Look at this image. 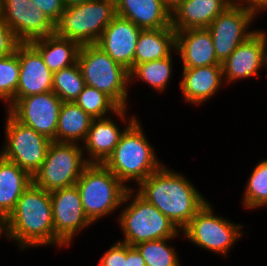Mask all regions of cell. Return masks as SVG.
<instances>
[{
    "label": "cell",
    "mask_w": 267,
    "mask_h": 266,
    "mask_svg": "<svg viewBox=\"0 0 267 266\" xmlns=\"http://www.w3.org/2000/svg\"><path fill=\"white\" fill-rule=\"evenodd\" d=\"M138 194L183 230L207 200L182 174L165 165L139 184Z\"/></svg>",
    "instance_id": "cell-1"
},
{
    "label": "cell",
    "mask_w": 267,
    "mask_h": 266,
    "mask_svg": "<svg viewBox=\"0 0 267 266\" xmlns=\"http://www.w3.org/2000/svg\"><path fill=\"white\" fill-rule=\"evenodd\" d=\"M4 232L5 236L16 241L21 249L55 245L50 192L32 183L4 220Z\"/></svg>",
    "instance_id": "cell-2"
},
{
    "label": "cell",
    "mask_w": 267,
    "mask_h": 266,
    "mask_svg": "<svg viewBox=\"0 0 267 266\" xmlns=\"http://www.w3.org/2000/svg\"><path fill=\"white\" fill-rule=\"evenodd\" d=\"M142 130L137 117L129 118L119 143L103 163L124 185L131 180L138 185L163 166Z\"/></svg>",
    "instance_id": "cell-3"
},
{
    "label": "cell",
    "mask_w": 267,
    "mask_h": 266,
    "mask_svg": "<svg viewBox=\"0 0 267 266\" xmlns=\"http://www.w3.org/2000/svg\"><path fill=\"white\" fill-rule=\"evenodd\" d=\"M75 185L80 193L84 212L92 223L120 208L134 194V190L124 185L100 163H89Z\"/></svg>",
    "instance_id": "cell-4"
},
{
    "label": "cell",
    "mask_w": 267,
    "mask_h": 266,
    "mask_svg": "<svg viewBox=\"0 0 267 266\" xmlns=\"http://www.w3.org/2000/svg\"><path fill=\"white\" fill-rule=\"evenodd\" d=\"M116 16L115 0H90L66 6L55 23L54 34L80 45L97 44Z\"/></svg>",
    "instance_id": "cell-5"
},
{
    "label": "cell",
    "mask_w": 267,
    "mask_h": 266,
    "mask_svg": "<svg viewBox=\"0 0 267 266\" xmlns=\"http://www.w3.org/2000/svg\"><path fill=\"white\" fill-rule=\"evenodd\" d=\"M77 64L85 85L108 95L120 108H127L129 71L97 44L81 45Z\"/></svg>",
    "instance_id": "cell-6"
},
{
    "label": "cell",
    "mask_w": 267,
    "mask_h": 266,
    "mask_svg": "<svg viewBox=\"0 0 267 266\" xmlns=\"http://www.w3.org/2000/svg\"><path fill=\"white\" fill-rule=\"evenodd\" d=\"M130 204L122 210L118 221L124 234L121 242L135 246L150 240L174 238L180 230L154 205L138 193Z\"/></svg>",
    "instance_id": "cell-7"
},
{
    "label": "cell",
    "mask_w": 267,
    "mask_h": 266,
    "mask_svg": "<svg viewBox=\"0 0 267 266\" xmlns=\"http://www.w3.org/2000/svg\"><path fill=\"white\" fill-rule=\"evenodd\" d=\"M78 144L52 141L42 166L32 176L33 184L49 192L75 185L89 164Z\"/></svg>",
    "instance_id": "cell-8"
},
{
    "label": "cell",
    "mask_w": 267,
    "mask_h": 266,
    "mask_svg": "<svg viewBox=\"0 0 267 266\" xmlns=\"http://www.w3.org/2000/svg\"><path fill=\"white\" fill-rule=\"evenodd\" d=\"M242 227L214 215L207 201L182 230V234L200 248L226 256L235 241L243 236L240 232Z\"/></svg>",
    "instance_id": "cell-9"
},
{
    "label": "cell",
    "mask_w": 267,
    "mask_h": 266,
    "mask_svg": "<svg viewBox=\"0 0 267 266\" xmlns=\"http://www.w3.org/2000/svg\"><path fill=\"white\" fill-rule=\"evenodd\" d=\"M7 114L5 127L7 139L0 154L33 176L42 166L52 141L17 121L8 111Z\"/></svg>",
    "instance_id": "cell-10"
},
{
    "label": "cell",
    "mask_w": 267,
    "mask_h": 266,
    "mask_svg": "<svg viewBox=\"0 0 267 266\" xmlns=\"http://www.w3.org/2000/svg\"><path fill=\"white\" fill-rule=\"evenodd\" d=\"M255 14L240 1H234L208 26L217 59L222 63L256 30H248Z\"/></svg>",
    "instance_id": "cell-11"
},
{
    "label": "cell",
    "mask_w": 267,
    "mask_h": 266,
    "mask_svg": "<svg viewBox=\"0 0 267 266\" xmlns=\"http://www.w3.org/2000/svg\"><path fill=\"white\" fill-rule=\"evenodd\" d=\"M63 101L53 92L15 98L7 111L20 123L56 142L59 112Z\"/></svg>",
    "instance_id": "cell-12"
},
{
    "label": "cell",
    "mask_w": 267,
    "mask_h": 266,
    "mask_svg": "<svg viewBox=\"0 0 267 266\" xmlns=\"http://www.w3.org/2000/svg\"><path fill=\"white\" fill-rule=\"evenodd\" d=\"M0 20L21 43L54 34L55 24L32 0H0Z\"/></svg>",
    "instance_id": "cell-13"
},
{
    "label": "cell",
    "mask_w": 267,
    "mask_h": 266,
    "mask_svg": "<svg viewBox=\"0 0 267 266\" xmlns=\"http://www.w3.org/2000/svg\"><path fill=\"white\" fill-rule=\"evenodd\" d=\"M55 245L68 247L75 233L92 222L86 216L76 185L50 192Z\"/></svg>",
    "instance_id": "cell-14"
},
{
    "label": "cell",
    "mask_w": 267,
    "mask_h": 266,
    "mask_svg": "<svg viewBox=\"0 0 267 266\" xmlns=\"http://www.w3.org/2000/svg\"><path fill=\"white\" fill-rule=\"evenodd\" d=\"M266 32L256 30L246 41L241 43L230 56L222 62L223 77L226 83L259 76V70L266 66Z\"/></svg>",
    "instance_id": "cell-15"
},
{
    "label": "cell",
    "mask_w": 267,
    "mask_h": 266,
    "mask_svg": "<svg viewBox=\"0 0 267 266\" xmlns=\"http://www.w3.org/2000/svg\"><path fill=\"white\" fill-rule=\"evenodd\" d=\"M141 30L132 21L117 15L104 29L97 45L130 71L134 67V54Z\"/></svg>",
    "instance_id": "cell-16"
},
{
    "label": "cell",
    "mask_w": 267,
    "mask_h": 266,
    "mask_svg": "<svg viewBox=\"0 0 267 266\" xmlns=\"http://www.w3.org/2000/svg\"><path fill=\"white\" fill-rule=\"evenodd\" d=\"M20 64L16 98L52 91L53 72L45 65L40 52L31 43L18 45Z\"/></svg>",
    "instance_id": "cell-17"
},
{
    "label": "cell",
    "mask_w": 267,
    "mask_h": 266,
    "mask_svg": "<svg viewBox=\"0 0 267 266\" xmlns=\"http://www.w3.org/2000/svg\"><path fill=\"white\" fill-rule=\"evenodd\" d=\"M183 68L222 65L217 59L211 34L207 28L176 31V49Z\"/></svg>",
    "instance_id": "cell-18"
},
{
    "label": "cell",
    "mask_w": 267,
    "mask_h": 266,
    "mask_svg": "<svg viewBox=\"0 0 267 266\" xmlns=\"http://www.w3.org/2000/svg\"><path fill=\"white\" fill-rule=\"evenodd\" d=\"M233 0H182L171 13V26L175 31L208 28Z\"/></svg>",
    "instance_id": "cell-19"
},
{
    "label": "cell",
    "mask_w": 267,
    "mask_h": 266,
    "mask_svg": "<svg viewBox=\"0 0 267 266\" xmlns=\"http://www.w3.org/2000/svg\"><path fill=\"white\" fill-rule=\"evenodd\" d=\"M182 77L179 85L184 100L195 105L212 98L224 81L222 65L183 68Z\"/></svg>",
    "instance_id": "cell-20"
},
{
    "label": "cell",
    "mask_w": 267,
    "mask_h": 266,
    "mask_svg": "<svg viewBox=\"0 0 267 266\" xmlns=\"http://www.w3.org/2000/svg\"><path fill=\"white\" fill-rule=\"evenodd\" d=\"M117 15L142 30L172 27L171 13L160 0H115Z\"/></svg>",
    "instance_id": "cell-21"
},
{
    "label": "cell",
    "mask_w": 267,
    "mask_h": 266,
    "mask_svg": "<svg viewBox=\"0 0 267 266\" xmlns=\"http://www.w3.org/2000/svg\"><path fill=\"white\" fill-rule=\"evenodd\" d=\"M117 125L114 120L110 119L109 115L106 118L92 120L82 146V148H85L86 153L89 154V157H86L88 163L103 164L113 153L124 132Z\"/></svg>",
    "instance_id": "cell-22"
},
{
    "label": "cell",
    "mask_w": 267,
    "mask_h": 266,
    "mask_svg": "<svg viewBox=\"0 0 267 266\" xmlns=\"http://www.w3.org/2000/svg\"><path fill=\"white\" fill-rule=\"evenodd\" d=\"M33 183L32 175L0 154V218L14 210L20 196Z\"/></svg>",
    "instance_id": "cell-23"
},
{
    "label": "cell",
    "mask_w": 267,
    "mask_h": 266,
    "mask_svg": "<svg viewBox=\"0 0 267 266\" xmlns=\"http://www.w3.org/2000/svg\"><path fill=\"white\" fill-rule=\"evenodd\" d=\"M30 43L40 52L45 65L53 73L78 61L81 45L76 41L52 34Z\"/></svg>",
    "instance_id": "cell-24"
},
{
    "label": "cell",
    "mask_w": 267,
    "mask_h": 266,
    "mask_svg": "<svg viewBox=\"0 0 267 266\" xmlns=\"http://www.w3.org/2000/svg\"><path fill=\"white\" fill-rule=\"evenodd\" d=\"M175 49L176 31L172 27L141 30L134 54V66L166 58Z\"/></svg>",
    "instance_id": "cell-25"
},
{
    "label": "cell",
    "mask_w": 267,
    "mask_h": 266,
    "mask_svg": "<svg viewBox=\"0 0 267 266\" xmlns=\"http://www.w3.org/2000/svg\"><path fill=\"white\" fill-rule=\"evenodd\" d=\"M94 118L75 102H63L58 118L56 142L83 143Z\"/></svg>",
    "instance_id": "cell-26"
},
{
    "label": "cell",
    "mask_w": 267,
    "mask_h": 266,
    "mask_svg": "<svg viewBox=\"0 0 267 266\" xmlns=\"http://www.w3.org/2000/svg\"><path fill=\"white\" fill-rule=\"evenodd\" d=\"M81 109L94 119L105 118L112 112L126 121V108H120L108 95L98 89L85 85L78 98L74 101ZM109 112V113H108Z\"/></svg>",
    "instance_id": "cell-27"
},
{
    "label": "cell",
    "mask_w": 267,
    "mask_h": 266,
    "mask_svg": "<svg viewBox=\"0 0 267 266\" xmlns=\"http://www.w3.org/2000/svg\"><path fill=\"white\" fill-rule=\"evenodd\" d=\"M172 68V54L166 58L136 64L129 71V84L132 83L133 78L137 77L148 83L153 89L164 92L170 81Z\"/></svg>",
    "instance_id": "cell-28"
},
{
    "label": "cell",
    "mask_w": 267,
    "mask_h": 266,
    "mask_svg": "<svg viewBox=\"0 0 267 266\" xmlns=\"http://www.w3.org/2000/svg\"><path fill=\"white\" fill-rule=\"evenodd\" d=\"M85 87L77 63L53 73L52 91L63 102H74Z\"/></svg>",
    "instance_id": "cell-29"
},
{
    "label": "cell",
    "mask_w": 267,
    "mask_h": 266,
    "mask_svg": "<svg viewBox=\"0 0 267 266\" xmlns=\"http://www.w3.org/2000/svg\"><path fill=\"white\" fill-rule=\"evenodd\" d=\"M170 239L175 238L150 240L135 245L146 266H180L176 251L168 245Z\"/></svg>",
    "instance_id": "cell-30"
},
{
    "label": "cell",
    "mask_w": 267,
    "mask_h": 266,
    "mask_svg": "<svg viewBox=\"0 0 267 266\" xmlns=\"http://www.w3.org/2000/svg\"><path fill=\"white\" fill-rule=\"evenodd\" d=\"M244 192L243 205L255 209L267 205V159L260 161L252 170Z\"/></svg>",
    "instance_id": "cell-31"
},
{
    "label": "cell",
    "mask_w": 267,
    "mask_h": 266,
    "mask_svg": "<svg viewBox=\"0 0 267 266\" xmlns=\"http://www.w3.org/2000/svg\"><path fill=\"white\" fill-rule=\"evenodd\" d=\"M18 47L13 54L0 58V99L8 104L15 100L19 83Z\"/></svg>",
    "instance_id": "cell-32"
},
{
    "label": "cell",
    "mask_w": 267,
    "mask_h": 266,
    "mask_svg": "<svg viewBox=\"0 0 267 266\" xmlns=\"http://www.w3.org/2000/svg\"><path fill=\"white\" fill-rule=\"evenodd\" d=\"M126 243L117 241L99 260V266H126Z\"/></svg>",
    "instance_id": "cell-33"
},
{
    "label": "cell",
    "mask_w": 267,
    "mask_h": 266,
    "mask_svg": "<svg viewBox=\"0 0 267 266\" xmlns=\"http://www.w3.org/2000/svg\"><path fill=\"white\" fill-rule=\"evenodd\" d=\"M20 43L14 32L0 20V58L16 52Z\"/></svg>",
    "instance_id": "cell-34"
},
{
    "label": "cell",
    "mask_w": 267,
    "mask_h": 266,
    "mask_svg": "<svg viewBox=\"0 0 267 266\" xmlns=\"http://www.w3.org/2000/svg\"><path fill=\"white\" fill-rule=\"evenodd\" d=\"M39 9L55 24L65 11L64 0H32Z\"/></svg>",
    "instance_id": "cell-35"
},
{
    "label": "cell",
    "mask_w": 267,
    "mask_h": 266,
    "mask_svg": "<svg viewBox=\"0 0 267 266\" xmlns=\"http://www.w3.org/2000/svg\"><path fill=\"white\" fill-rule=\"evenodd\" d=\"M126 266H146L145 260L135 246L126 244Z\"/></svg>",
    "instance_id": "cell-36"
},
{
    "label": "cell",
    "mask_w": 267,
    "mask_h": 266,
    "mask_svg": "<svg viewBox=\"0 0 267 266\" xmlns=\"http://www.w3.org/2000/svg\"><path fill=\"white\" fill-rule=\"evenodd\" d=\"M241 3L245 5L251 12H253L255 15L263 12V10L267 9V0H241ZM245 3V4H244Z\"/></svg>",
    "instance_id": "cell-37"
},
{
    "label": "cell",
    "mask_w": 267,
    "mask_h": 266,
    "mask_svg": "<svg viewBox=\"0 0 267 266\" xmlns=\"http://www.w3.org/2000/svg\"><path fill=\"white\" fill-rule=\"evenodd\" d=\"M170 13L182 2V0H160Z\"/></svg>",
    "instance_id": "cell-38"
},
{
    "label": "cell",
    "mask_w": 267,
    "mask_h": 266,
    "mask_svg": "<svg viewBox=\"0 0 267 266\" xmlns=\"http://www.w3.org/2000/svg\"><path fill=\"white\" fill-rule=\"evenodd\" d=\"M90 0H64V3L66 6L74 5V4H80L84 3Z\"/></svg>",
    "instance_id": "cell-39"
},
{
    "label": "cell",
    "mask_w": 267,
    "mask_h": 266,
    "mask_svg": "<svg viewBox=\"0 0 267 266\" xmlns=\"http://www.w3.org/2000/svg\"><path fill=\"white\" fill-rule=\"evenodd\" d=\"M3 232H4V221L0 218V235H2Z\"/></svg>",
    "instance_id": "cell-40"
}]
</instances>
